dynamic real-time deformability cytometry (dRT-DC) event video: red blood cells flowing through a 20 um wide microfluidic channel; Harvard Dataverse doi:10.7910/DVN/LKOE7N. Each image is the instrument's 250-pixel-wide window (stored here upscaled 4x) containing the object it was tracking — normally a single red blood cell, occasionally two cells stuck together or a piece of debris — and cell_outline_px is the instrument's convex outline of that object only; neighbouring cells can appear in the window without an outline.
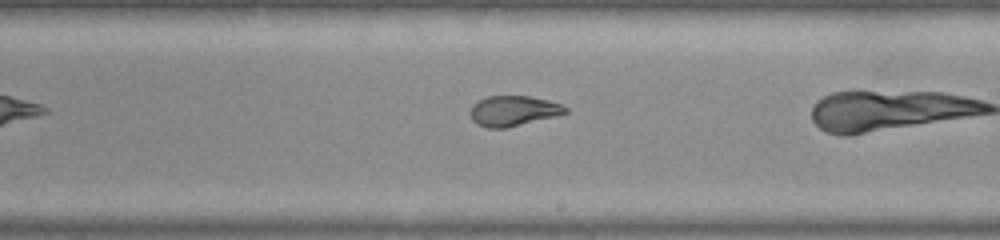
{"species": "common noctule bat (a hibernating species)", "species_latin": "Nyctalus noctula", "temperature_condition": "warm", "stored_images_in_passage": 25, "camera_frame_rate_fps": 3000, "um_per_image_px": 0.085, "animal": {"sex": "female", "body_mass_g": 22.0, "forearm_length_mm": 56.7}, "frame": {"image": 1, "passage_image": 15, "time_ms": 4.667, "image_size_px": [1000, 240], "cell_outline_px": [[568, 112], [556, 116], [504, 128], [488, 128], [476, 124], [472, 120], [472, 104], [476, 100], [488, 96], [532, 96], [564, 104], [568, 108]], "centroid_in_image_um": [43.66, 9.41], "position_along_channel_um": 245.3, "area_um2": 16.82}}
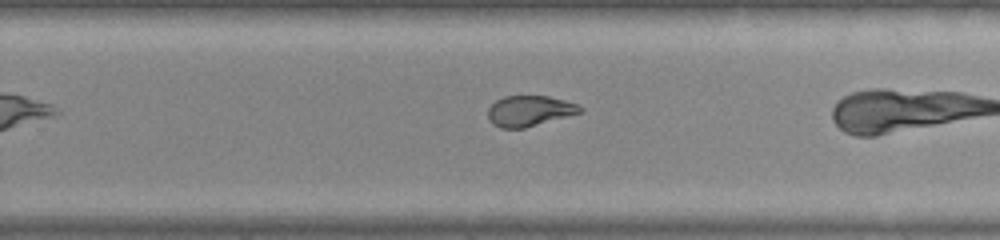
{"frame": {"image": 2, "passage_image": 18, "time_ms": 5.667, "image_size_px": [1000, 240], "cell_outline_px": [[584, 112], [524, 128], [500, 128], [492, 124], [488, 120], [488, 108], [496, 100], [504, 96], [548, 96], [564, 100], [576, 104], [584, 108]], "centroid_in_image_um": [45.0, 9.43], "position_along_channel_um": 284.8, "area_um2": 16.53}}